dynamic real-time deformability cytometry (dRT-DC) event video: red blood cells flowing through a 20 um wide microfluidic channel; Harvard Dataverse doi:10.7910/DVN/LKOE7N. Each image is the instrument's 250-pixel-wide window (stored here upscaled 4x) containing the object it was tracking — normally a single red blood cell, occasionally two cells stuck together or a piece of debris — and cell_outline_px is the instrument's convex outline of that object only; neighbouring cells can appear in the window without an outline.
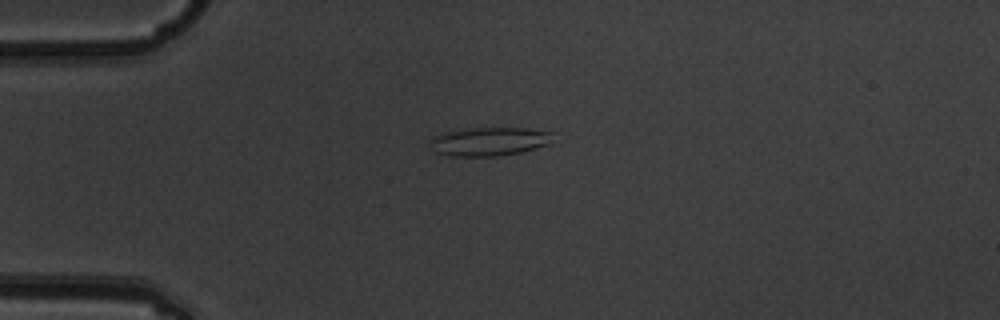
{"species": "common noctule bat (a hibernating species)", "species_latin": "Nyctalus noctula", "temperature_condition": "warm", "stored_images_in_passage": 10, "camera_frame_rate_fps": 3000, "um_per_image_px": 0.085, "animal": {"sex": "male", "body_mass_g": 19.5, "forearm_length_mm": 54.6}, "frame": {"image": 1, "passage_image": 3, "time_ms": 0.667, "image_size_px": [1000, 320], "cell_outline_px": [[552, 132], [548, 144], [520, 152], [496, 156], [452, 156], [432, 152], [428, 148], [428, 140], [444, 132], [464, 128], [528, 128]], "centroid_in_image_um": [41.46, 12.02], "position_along_channel_um": 43.5, "area_um2": 20.58}}
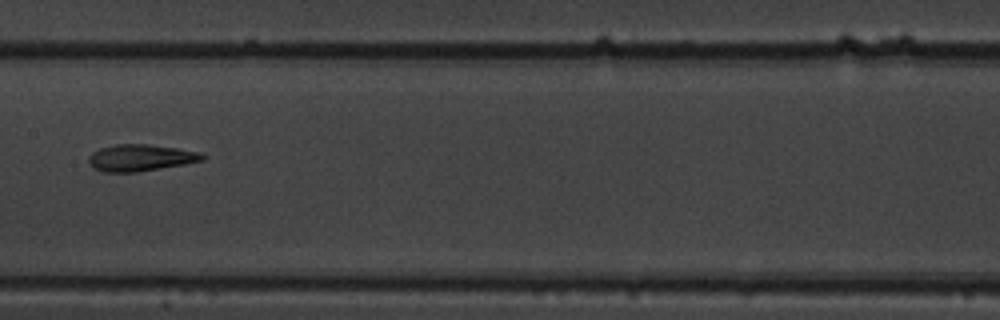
{"frame": {"image": 2, "passage_image": 7, "time_ms": 2.0, "image_size_px": [1000, 320], "cell_outline_px": [[208, 156], [204, 160], [184, 164], [136, 172], [104, 172], [88, 164], [88, 156], [92, 152], [100, 148], [116, 144], [144, 144], [176, 148], [200, 152]], "centroid_in_image_um": [11.94, 13.41], "position_along_channel_um": 195.5, "area_um2": 17.63}}
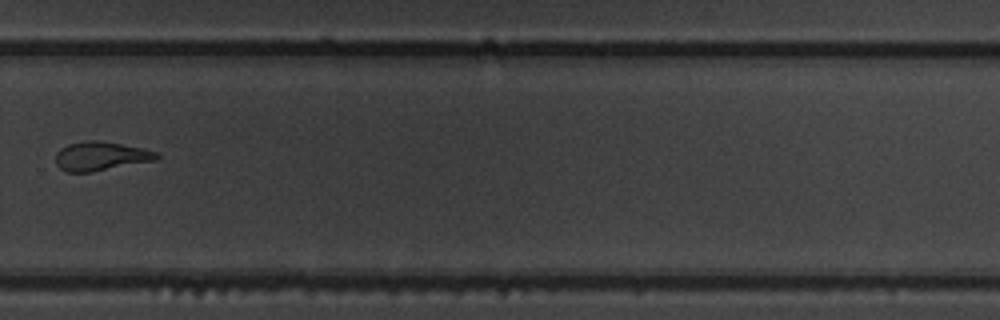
{"frame": {"image": 3, "passage_image": 10, "time_ms": 3.0, "image_size_px": [1000, 320], "cell_outline_px": [[160, 156], [156, 160], [92, 172], [64, 172], [56, 164], [56, 152], [60, 148], [68, 144], [88, 140], [100, 140], [144, 148], [160, 152]], "centroid_in_image_um": [8.58, 13.27], "position_along_channel_um": 321.2, "area_um2": 17.28}}